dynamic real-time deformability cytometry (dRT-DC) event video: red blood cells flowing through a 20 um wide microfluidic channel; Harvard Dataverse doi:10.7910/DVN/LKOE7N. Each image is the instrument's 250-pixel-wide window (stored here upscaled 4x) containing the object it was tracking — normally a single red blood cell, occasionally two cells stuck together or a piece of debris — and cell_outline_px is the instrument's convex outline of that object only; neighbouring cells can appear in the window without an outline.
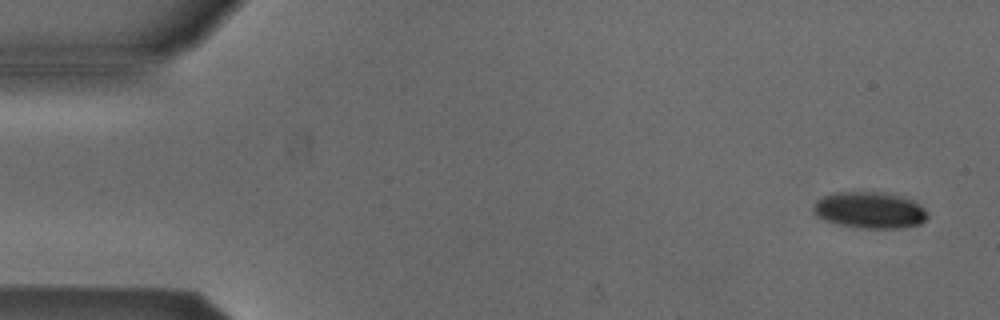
{"species": "Egyptian fruit bat (a non-hibernating species)", "species_latin": "Rousettus aegyptiacus", "temperature_condition": "cold", "stored_images_in_passage": 8, "camera_frame_rate_fps": 3000, "um_per_image_px": 0.085, "animal": {"sex": "male"}, "frame": {"image": 1, "passage_image": 1, "time_ms": 0.0, "image_size_px": [1000, 320], "cell_outline_px": [[928, 216], [920, 224], [900, 228], [856, 228], [824, 220], [816, 216], [812, 212], [812, 204], [816, 200], [832, 192], [884, 192], [900, 196], [912, 200], [920, 204], [928, 212]], "centroid_in_image_um": [73.89, 17.86], "position_along_channel_um": 11.1, "area_um2": 24.51}}
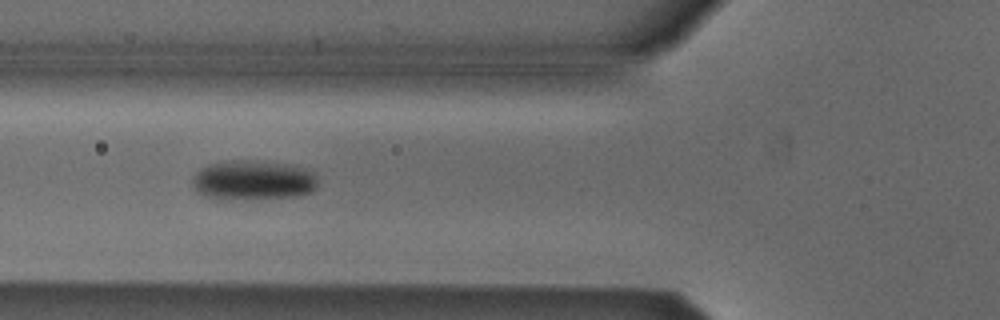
{"frame": {"image": 2, "passage_image": 6, "time_ms": 1.667, "image_size_px": [1000, 320], "cell_outline_px": [[316, 188], [312, 192], [300, 196], [232, 200], [212, 200], [196, 192], [192, 184], [192, 180], [196, 172], [200, 168], [208, 164], [232, 160], [248, 160], [292, 164], [304, 168], [312, 172], [316, 176]], "centroid_in_image_um": [21.47, 15.34], "position_along_channel_um": 104.3, "area_um2": 29.65}}
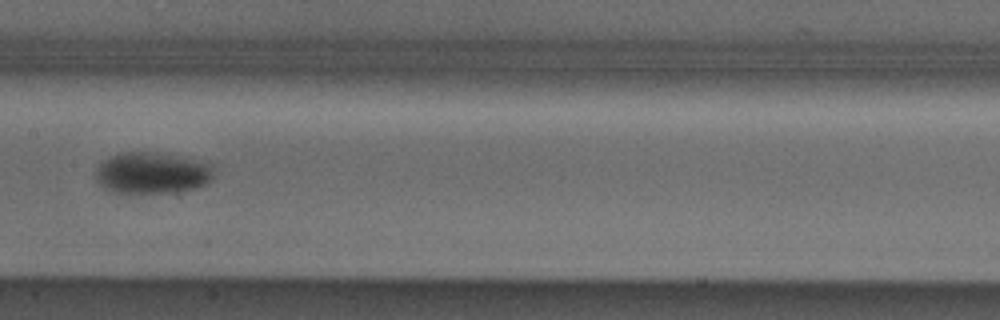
{"frame": {"image": 3, "passage_image": 8, "time_ms": 2.333, "image_size_px": [1000, 320], "cell_outline_px": [[212, 180], [196, 188], [172, 192], [112, 192], [104, 188], [96, 180], [96, 168], [104, 160], [120, 152], [148, 152], [180, 156], [208, 160], [212, 164]], "centroid_in_image_um": [12.96, 14.68], "position_along_channel_um": 194.4, "area_um2": 28.55}}